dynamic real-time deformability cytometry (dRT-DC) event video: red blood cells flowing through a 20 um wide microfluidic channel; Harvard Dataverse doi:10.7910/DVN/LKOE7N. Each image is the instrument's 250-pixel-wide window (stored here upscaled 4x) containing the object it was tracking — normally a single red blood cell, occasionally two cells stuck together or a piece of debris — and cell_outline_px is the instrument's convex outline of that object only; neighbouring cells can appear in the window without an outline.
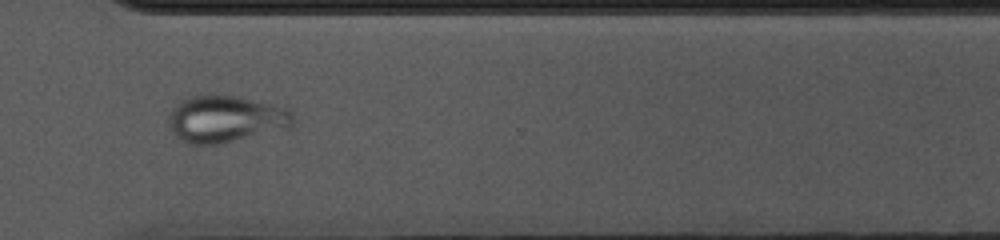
{"species": "common noctule bat (a hibernating species)", "species_latin": "Nyctalus noctula", "temperature_condition": "cold", "stored_images_in_passage": 54, "camera_frame_rate_fps": 3000, "um_per_image_px": 0.085, "animal": {"sex": "female", "body_mass_g": 10.0, "forearm_length_mm": 53.1}, "frame": {"image": 1, "passage_image": 39, "time_ms": 12.667, "image_size_px": [1000, 240], "cell_outline_px": [[296, 120], [288, 128], [216, 144], [192, 144], [184, 140], [172, 132], [168, 124], [168, 116], [172, 108], [184, 100], [192, 96], [216, 92], [236, 96], [288, 108], [292, 112]], "centroid_in_image_um": [19.18, 10.08], "position_along_channel_um": 351.4, "area_um2": 33.93}}